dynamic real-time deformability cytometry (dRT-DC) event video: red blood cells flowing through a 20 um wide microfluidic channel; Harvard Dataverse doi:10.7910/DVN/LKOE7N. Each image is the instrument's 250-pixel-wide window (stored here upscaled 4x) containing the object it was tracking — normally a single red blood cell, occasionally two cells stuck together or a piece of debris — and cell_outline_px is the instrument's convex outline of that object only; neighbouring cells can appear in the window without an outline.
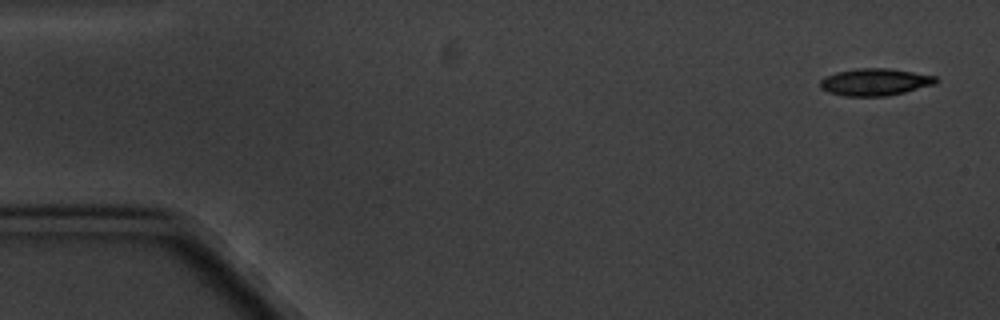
{"species": "common noctule bat (a hibernating species)", "species_latin": "Nyctalus noctula", "temperature_condition": "cold", "stored_images_in_passage": 5, "camera_frame_rate_fps": 3000, "um_per_image_px": 0.085, "animal": {"sex": "male", "body_mass_g": 20.1, "forearm_length_mm": 53.5}, "frame": {"image": 1, "passage_image": 1, "time_ms": 0.0, "image_size_px": [1000, 320], "cell_outline_px": [[936, 84], [888, 96], [844, 96], [828, 92], [820, 88], [820, 80], [824, 76], [836, 72], [860, 68], [888, 68], [936, 76]], "centroid_in_image_um": [74.34, 6.97], "position_along_channel_um": 10.7, "area_um2": 18.26}}
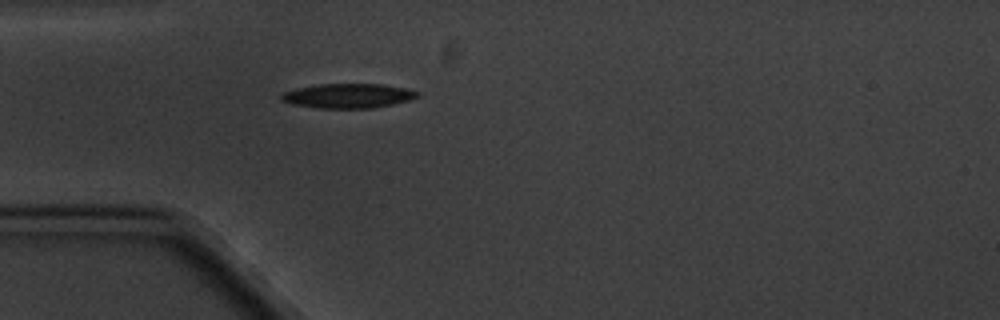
{"frame": {"image": 2, "passage_image": 5, "time_ms": 4.667, "image_size_px": [1000, 320], "cell_outline_px": [[420, 96], [408, 100], [392, 104], [372, 108], [316, 108], [292, 104], [280, 100], [280, 96], [284, 92], [296, 88], [320, 84], [384, 84], [404, 88], [420, 92]], "centroid_in_image_um": [29.57, 8.14], "position_along_channel_um": 55.4, "area_um2": 19.42}}